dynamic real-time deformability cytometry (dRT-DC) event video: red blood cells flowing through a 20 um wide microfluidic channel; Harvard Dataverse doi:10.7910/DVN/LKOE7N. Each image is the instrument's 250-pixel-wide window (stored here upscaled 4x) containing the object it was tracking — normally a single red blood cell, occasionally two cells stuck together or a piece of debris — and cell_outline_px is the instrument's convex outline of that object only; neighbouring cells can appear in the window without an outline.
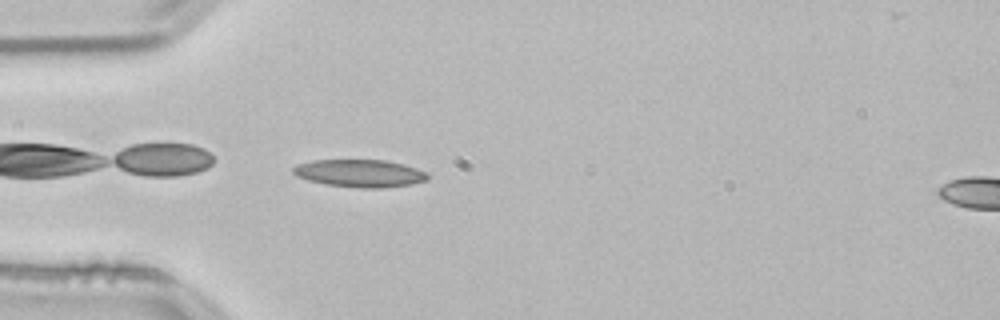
{"species": "common noctule bat (a hibernating species)", "species_latin": "Nyctalus noctula", "temperature_condition": "room temperature", "stored_images_in_passage": 31, "camera_frame_rate_fps": 3000, "um_per_image_px": 0.085, "animal": {"sex": "male", "body_mass_g": 21.5, "forearm_length_mm": 52.0}, "frame": {"image": 1, "passage_image": 1, "time_ms": 0.0, "image_size_px": [1000, 320], "cell_outline_px": [[428, 180], [412, 184], [384, 188], [360, 188], [328, 184], [308, 180], [296, 176], [292, 172], [292, 168], [296, 164], [312, 160], [384, 160], [416, 168], [424, 172], [428, 176]], "centroid_in_image_um": [30.55, 14.73], "position_along_channel_um": 54.5, "area_um2": 21.5}, "authors_computed_cell_mechanics": {"area_um2": 19.8832, "velocity_mm_per_s": 3.8297, "shape_relaxation_time_tau1_ms": null, "shape_relaxation_time_tau2_ms": 3.287, "deformation_change_tau1": null, "deformation_change_tau2": 0.1085}}